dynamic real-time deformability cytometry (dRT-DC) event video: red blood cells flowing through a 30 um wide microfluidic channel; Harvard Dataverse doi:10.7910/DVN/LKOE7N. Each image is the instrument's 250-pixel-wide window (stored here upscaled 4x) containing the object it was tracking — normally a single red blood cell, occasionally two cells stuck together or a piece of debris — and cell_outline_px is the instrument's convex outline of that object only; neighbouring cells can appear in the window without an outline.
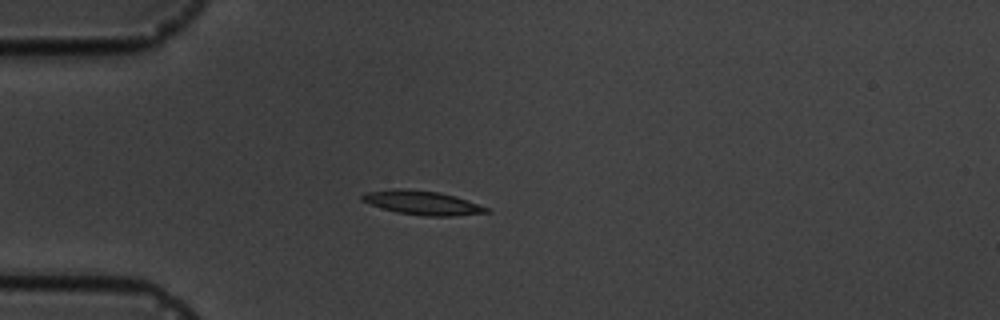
{"species": "common noctule bat (a hibernating species)", "species_latin": "Nyctalus noctula", "temperature_condition": "cold", "stored_images_in_passage": 6, "camera_frame_rate_fps": 3000, "um_per_image_px": 0.085, "animal": {"sex": "male", "body_mass_g": 19.5, "forearm_length_mm": 54.6}, "frame": {"image": 1, "passage_image": 6, "time_ms": 6.333, "image_size_px": [1000, 320], "cell_outline_px": [[492, 212], [452, 216], [424, 216], [396, 212], [380, 208], [360, 200], [360, 196], [364, 192], [396, 188], [400, 188], [440, 192], [456, 196], [488, 208]], "centroid_in_image_um": [35.85, 17.23], "position_along_channel_um": 49.2, "area_um2": 17.51}}